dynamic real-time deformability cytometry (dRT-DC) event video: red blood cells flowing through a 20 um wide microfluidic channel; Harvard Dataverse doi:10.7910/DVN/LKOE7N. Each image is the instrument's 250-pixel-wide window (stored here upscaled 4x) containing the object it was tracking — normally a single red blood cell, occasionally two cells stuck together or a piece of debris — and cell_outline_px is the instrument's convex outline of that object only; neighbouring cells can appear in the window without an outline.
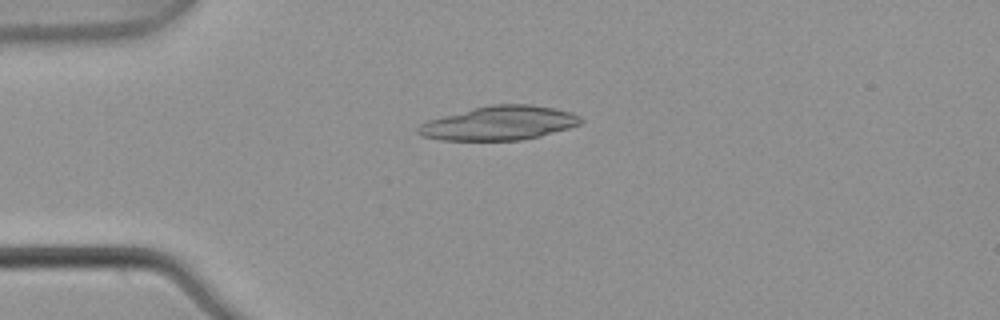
{"species": "common noctule bat (a hibernating species)", "species_latin": "Nyctalus noctula", "temperature_condition": "warm", "stored_images_in_passage": 3, "camera_frame_rate_fps": 3000, "um_per_image_px": 0.085, "animal": {"sex": "male", "body_mass_g": 21.5, "forearm_length_mm": 52.0}, "frame": {"image": 1, "passage_image": 1, "time_ms": 0.0, "image_size_px": [1000, 320], "cell_outline_px": [[584, 120], [580, 124], [568, 128], [540, 136], [524, 140], [440, 140], [424, 136], [416, 132], [416, 128], [420, 124], [428, 120], [472, 108], [492, 104], [532, 104], [572, 112], [580, 116]], "centroid_in_image_um": [42.44, 10.46], "position_along_channel_um": 42.6, "area_um2": 32.25}}
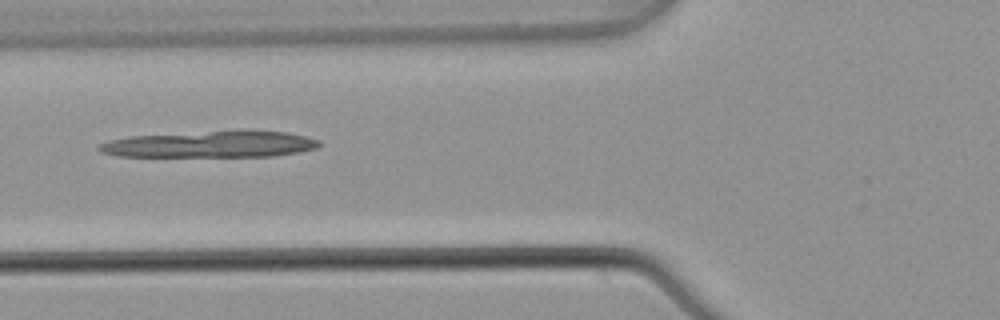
{"frame": {"image": 2, "passage_image": 3, "time_ms": 0.667, "image_size_px": [1000, 320], "cell_outline_px": [[320, 144], [316, 148], [296, 152], [272, 156], [120, 156], [100, 152], [96, 148], [100, 144], [108, 140], [128, 136], [240, 128], [288, 132], [320, 140]], "centroid_in_image_um": [17.89, 12.22], "position_along_channel_um": 107.9, "area_um2": 34.8}}